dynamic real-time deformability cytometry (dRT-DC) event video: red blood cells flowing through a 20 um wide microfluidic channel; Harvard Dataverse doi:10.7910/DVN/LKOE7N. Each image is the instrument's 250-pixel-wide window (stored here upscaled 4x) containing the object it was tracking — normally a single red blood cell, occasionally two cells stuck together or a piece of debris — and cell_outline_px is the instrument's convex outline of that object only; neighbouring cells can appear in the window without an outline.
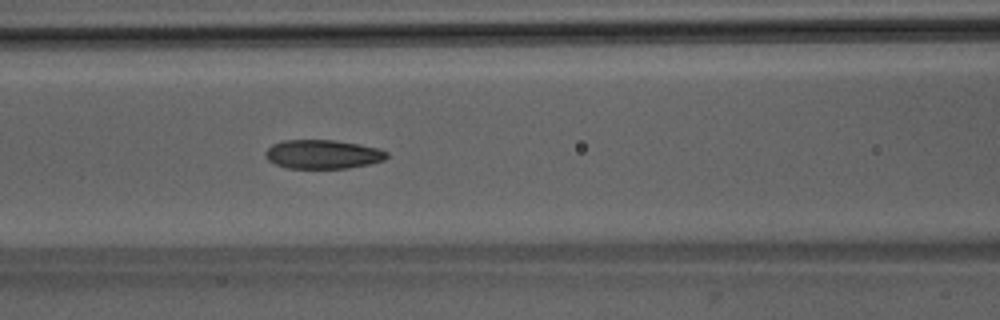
{"species": "Egyptian fruit bat (a non-hibernating species)", "species_latin": "Rousettus aegyptiacus", "temperature_condition": "room temperature", "stored_images_in_passage": 51, "camera_frame_rate_fps": 3000, "um_per_image_px": 0.085, "animal": {"sex": "male"}, "frame": {"image": 1, "passage_image": 22, "time_ms": 7.0, "image_size_px": [1000, 320], "cell_outline_px": [[388, 156], [384, 160], [368, 164], [348, 168], [288, 168], [276, 164], [268, 160], [264, 156], [264, 152], [272, 144], [284, 140], [332, 140], [360, 144], [380, 148], [388, 152]], "centroid_in_image_um": [27.44, 13.11], "position_along_channel_um": 139.2, "area_um2": 20.52}}
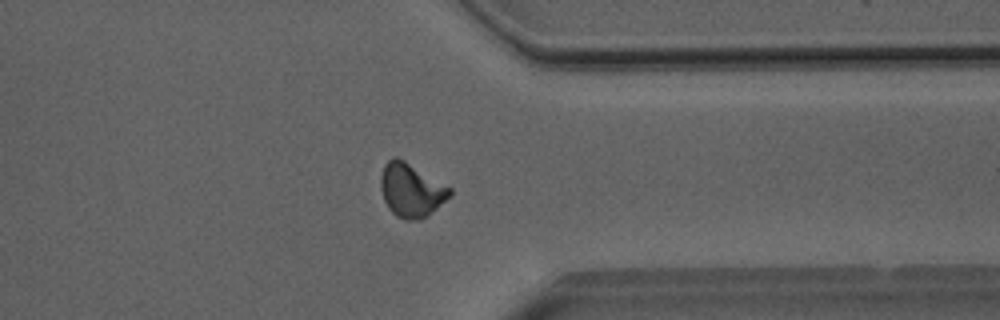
{"frame": {"image": 2, "passage_image": 40, "time_ms": 13.0, "image_size_px": [1000, 320], "cell_outline_px": [[452, 196], [420, 220], [404, 220], [396, 216], [388, 208], [384, 200], [380, 188], [380, 176], [384, 164], [392, 156], [396, 156], [404, 160], [452, 188]], "centroid_in_image_um": [34.94, 16.15], "position_along_channel_um": 376.5, "area_um2": 21.73}}
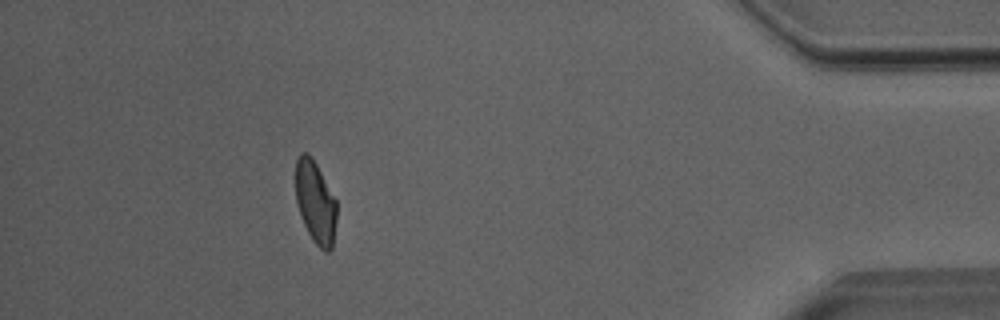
{"frame": {"image": 3, "passage_image": 46, "time_ms": 15.0, "image_size_px": [1000, 320], "cell_outline_px": [[336, 220], [332, 248], [328, 252], [324, 252], [312, 240], [304, 224], [296, 200], [296, 160], [300, 152], [308, 152], [312, 156], [336, 200]], "centroid_in_image_um": [26.81, 17.17], "position_along_channel_um": 408.4, "area_um2": 19.65}, "authors_computed_cell_mechanics": {"area_um2": 20.9814, "velocity_mm_per_s": 4.021, "shape_relaxation_time_tau1_ms": 4.9742, "shape_relaxation_time_tau2_ms": 1.5197, "deformation_change_tau1": 0.1441, "deformation_change_tau2": 0.0736}}